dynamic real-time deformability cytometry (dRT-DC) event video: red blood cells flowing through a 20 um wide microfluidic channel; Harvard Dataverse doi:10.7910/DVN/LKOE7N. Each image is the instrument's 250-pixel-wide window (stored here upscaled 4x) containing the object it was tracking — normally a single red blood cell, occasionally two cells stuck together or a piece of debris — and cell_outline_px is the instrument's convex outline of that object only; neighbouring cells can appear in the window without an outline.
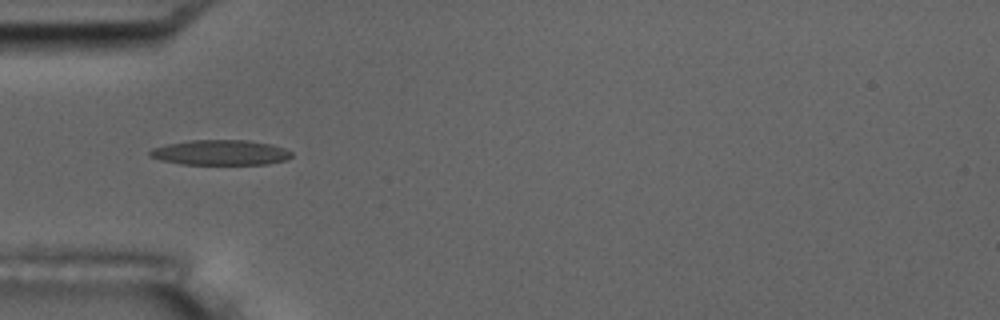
{"species": "common noctule bat (a hibernating species)", "species_latin": "Nyctalus noctula", "temperature_condition": "room temperature", "stored_images_in_passage": 9, "camera_frame_rate_fps": 3000, "um_per_image_px": 0.085, "animal": {"sex": "male", "body_mass_g": 17.5, "forearm_length_mm": 52.3}, "frame": {"image": 1, "passage_image": 6, "time_ms": 5.667, "image_size_px": [1000, 320], "cell_outline_px": [[292, 156], [288, 160], [268, 164], [180, 164], [160, 160], [148, 156], [148, 152], [152, 148], [168, 144], [192, 140], [248, 140], [272, 144], [284, 148], [292, 152]], "centroid_in_image_um": [18.75, 12.97], "position_along_channel_um": 66.2, "area_um2": 20.92}}
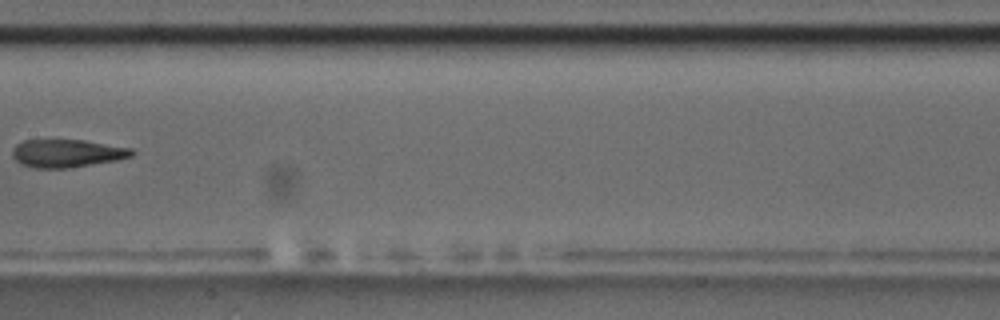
{"frame": {"image": 2, "passage_image": 9, "time_ms": 9.333, "image_size_px": [1000, 320], "cell_outline_px": [[136, 152], [132, 156], [116, 160], [68, 168], [36, 168], [20, 164], [12, 156], [12, 148], [16, 144], [24, 140], [84, 140], [132, 148]], "centroid_in_image_um": [5.68, 13.03], "position_along_channel_um": 201.7, "area_um2": 19.48}}